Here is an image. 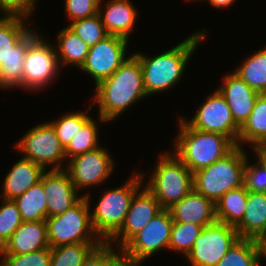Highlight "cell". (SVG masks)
<instances>
[{
    "mask_svg": "<svg viewBox=\"0 0 266 266\" xmlns=\"http://www.w3.org/2000/svg\"><path fill=\"white\" fill-rule=\"evenodd\" d=\"M95 90L93 103L99 106L100 123L116 119L131 105L148 97L139 59L134 54L128 56L111 76L96 85Z\"/></svg>",
    "mask_w": 266,
    "mask_h": 266,
    "instance_id": "6da1fadb",
    "label": "cell"
},
{
    "mask_svg": "<svg viewBox=\"0 0 266 266\" xmlns=\"http://www.w3.org/2000/svg\"><path fill=\"white\" fill-rule=\"evenodd\" d=\"M205 34V30L193 33L172 49L154 57L139 52L134 54L141 63L148 96L172 88L181 80L186 64Z\"/></svg>",
    "mask_w": 266,
    "mask_h": 266,
    "instance_id": "7a4b0ae2",
    "label": "cell"
},
{
    "mask_svg": "<svg viewBox=\"0 0 266 266\" xmlns=\"http://www.w3.org/2000/svg\"><path fill=\"white\" fill-rule=\"evenodd\" d=\"M179 122L173 152L192 173L225 158L237 147L225 135L192 128L186 118L182 117Z\"/></svg>",
    "mask_w": 266,
    "mask_h": 266,
    "instance_id": "3957f363",
    "label": "cell"
},
{
    "mask_svg": "<svg viewBox=\"0 0 266 266\" xmlns=\"http://www.w3.org/2000/svg\"><path fill=\"white\" fill-rule=\"evenodd\" d=\"M237 146L225 158L193 173L194 189L216 203L229 190L244 186L247 153Z\"/></svg>",
    "mask_w": 266,
    "mask_h": 266,
    "instance_id": "277c9868",
    "label": "cell"
},
{
    "mask_svg": "<svg viewBox=\"0 0 266 266\" xmlns=\"http://www.w3.org/2000/svg\"><path fill=\"white\" fill-rule=\"evenodd\" d=\"M142 173H134L126 183L115 189L104 190L91 215L97 236L107 242L121 227L135 192L144 180Z\"/></svg>",
    "mask_w": 266,
    "mask_h": 266,
    "instance_id": "5b68a950",
    "label": "cell"
},
{
    "mask_svg": "<svg viewBox=\"0 0 266 266\" xmlns=\"http://www.w3.org/2000/svg\"><path fill=\"white\" fill-rule=\"evenodd\" d=\"M158 160L145 187L168 210L194 188L193 173L175 153H162Z\"/></svg>",
    "mask_w": 266,
    "mask_h": 266,
    "instance_id": "8992f818",
    "label": "cell"
},
{
    "mask_svg": "<svg viewBox=\"0 0 266 266\" xmlns=\"http://www.w3.org/2000/svg\"><path fill=\"white\" fill-rule=\"evenodd\" d=\"M89 194L60 215L46 218L49 246L77 244L83 242H103L91 223ZM92 234V235H91ZM96 235V240L93 237Z\"/></svg>",
    "mask_w": 266,
    "mask_h": 266,
    "instance_id": "52a82bcc",
    "label": "cell"
},
{
    "mask_svg": "<svg viewBox=\"0 0 266 266\" xmlns=\"http://www.w3.org/2000/svg\"><path fill=\"white\" fill-rule=\"evenodd\" d=\"M36 31L35 29L28 32V49L24 58L23 82L20 86L28 91L43 89L56 78L60 70L55 47L47 43L48 40Z\"/></svg>",
    "mask_w": 266,
    "mask_h": 266,
    "instance_id": "ba28073f",
    "label": "cell"
},
{
    "mask_svg": "<svg viewBox=\"0 0 266 266\" xmlns=\"http://www.w3.org/2000/svg\"><path fill=\"white\" fill-rule=\"evenodd\" d=\"M172 225L170 211L162 209L121 248L123 255L134 266H140L159 250H169Z\"/></svg>",
    "mask_w": 266,
    "mask_h": 266,
    "instance_id": "9c48e42d",
    "label": "cell"
},
{
    "mask_svg": "<svg viewBox=\"0 0 266 266\" xmlns=\"http://www.w3.org/2000/svg\"><path fill=\"white\" fill-rule=\"evenodd\" d=\"M238 239L235 227L216 220L204 226L186 255L187 261L191 266H216Z\"/></svg>",
    "mask_w": 266,
    "mask_h": 266,
    "instance_id": "30bf717a",
    "label": "cell"
},
{
    "mask_svg": "<svg viewBox=\"0 0 266 266\" xmlns=\"http://www.w3.org/2000/svg\"><path fill=\"white\" fill-rule=\"evenodd\" d=\"M15 146L24 153V158L45 169L48 165H51V169L64 168L61 164L66 161L65 150L50 122L41 123L28 130Z\"/></svg>",
    "mask_w": 266,
    "mask_h": 266,
    "instance_id": "8fae6325",
    "label": "cell"
},
{
    "mask_svg": "<svg viewBox=\"0 0 266 266\" xmlns=\"http://www.w3.org/2000/svg\"><path fill=\"white\" fill-rule=\"evenodd\" d=\"M186 122L196 130L225 135L237 145L240 127L233 120L230 107L218 90L207 96L194 117Z\"/></svg>",
    "mask_w": 266,
    "mask_h": 266,
    "instance_id": "7c38bea8",
    "label": "cell"
},
{
    "mask_svg": "<svg viewBox=\"0 0 266 266\" xmlns=\"http://www.w3.org/2000/svg\"><path fill=\"white\" fill-rule=\"evenodd\" d=\"M128 40L119 36L108 35L92 47L80 68L95 80V85L111 76L127 59Z\"/></svg>",
    "mask_w": 266,
    "mask_h": 266,
    "instance_id": "4fadbf2b",
    "label": "cell"
},
{
    "mask_svg": "<svg viewBox=\"0 0 266 266\" xmlns=\"http://www.w3.org/2000/svg\"><path fill=\"white\" fill-rule=\"evenodd\" d=\"M114 162L109 152L100 146L69 159L67 168L64 169L78 191L92 185H101L113 172Z\"/></svg>",
    "mask_w": 266,
    "mask_h": 266,
    "instance_id": "5bb4252c",
    "label": "cell"
},
{
    "mask_svg": "<svg viewBox=\"0 0 266 266\" xmlns=\"http://www.w3.org/2000/svg\"><path fill=\"white\" fill-rule=\"evenodd\" d=\"M140 190L135 192L120 229L107 241L111 245L116 242L120 249L162 210L158 200L145 186Z\"/></svg>",
    "mask_w": 266,
    "mask_h": 266,
    "instance_id": "9a60e30c",
    "label": "cell"
},
{
    "mask_svg": "<svg viewBox=\"0 0 266 266\" xmlns=\"http://www.w3.org/2000/svg\"><path fill=\"white\" fill-rule=\"evenodd\" d=\"M43 187L48 199L46 202L47 218L62 214L83 197L78 195V191L65 169L45 171Z\"/></svg>",
    "mask_w": 266,
    "mask_h": 266,
    "instance_id": "2e32d148",
    "label": "cell"
},
{
    "mask_svg": "<svg viewBox=\"0 0 266 266\" xmlns=\"http://www.w3.org/2000/svg\"><path fill=\"white\" fill-rule=\"evenodd\" d=\"M223 85L217 88L232 112L233 120L241 127L248 119L260 95L249 87L236 73L226 75Z\"/></svg>",
    "mask_w": 266,
    "mask_h": 266,
    "instance_id": "e0dca14e",
    "label": "cell"
},
{
    "mask_svg": "<svg viewBox=\"0 0 266 266\" xmlns=\"http://www.w3.org/2000/svg\"><path fill=\"white\" fill-rule=\"evenodd\" d=\"M48 247L46 221H23L0 250V255H21Z\"/></svg>",
    "mask_w": 266,
    "mask_h": 266,
    "instance_id": "ac0fdd59",
    "label": "cell"
},
{
    "mask_svg": "<svg viewBox=\"0 0 266 266\" xmlns=\"http://www.w3.org/2000/svg\"><path fill=\"white\" fill-rule=\"evenodd\" d=\"M168 210L174 222L193 223L204 227L217 220L215 203L194 188Z\"/></svg>",
    "mask_w": 266,
    "mask_h": 266,
    "instance_id": "d6986e66",
    "label": "cell"
},
{
    "mask_svg": "<svg viewBox=\"0 0 266 266\" xmlns=\"http://www.w3.org/2000/svg\"><path fill=\"white\" fill-rule=\"evenodd\" d=\"M100 0L98 14L109 35L129 39L131 30L135 26L137 10L129 0L107 1L105 9H102Z\"/></svg>",
    "mask_w": 266,
    "mask_h": 266,
    "instance_id": "ffe728a7",
    "label": "cell"
},
{
    "mask_svg": "<svg viewBox=\"0 0 266 266\" xmlns=\"http://www.w3.org/2000/svg\"><path fill=\"white\" fill-rule=\"evenodd\" d=\"M45 168L32 162L30 159L21 158L17 161L3 180V199L14 200L30 187L41 181Z\"/></svg>",
    "mask_w": 266,
    "mask_h": 266,
    "instance_id": "44dd1931",
    "label": "cell"
},
{
    "mask_svg": "<svg viewBox=\"0 0 266 266\" xmlns=\"http://www.w3.org/2000/svg\"><path fill=\"white\" fill-rule=\"evenodd\" d=\"M235 227L239 238L261 241L266 236V193L247 191V204Z\"/></svg>",
    "mask_w": 266,
    "mask_h": 266,
    "instance_id": "7402d4cb",
    "label": "cell"
},
{
    "mask_svg": "<svg viewBox=\"0 0 266 266\" xmlns=\"http://www.w3.org/2000/svg\"><path fill=\"white\" fill-rule=\"evenodd\" d=\"M28 49V33L13 46L0 64V89L20 87L23 82L24 58Z\"/></svg>",
    "mask_w": 266,
    "mask_h": 266,
    "instance_id": "603a6c76",
    "label": "cell"
},
{
    "mask_svg": "<svg viewBox=\"0 0 266 266\" xmlns=\"http://www.w3.org/2000/svg\"><path fill=\"white\" fill-rule=\"evenodd\" d=\"M58 46L55 47L60 66L74 65L82 67L89 52V46L69 27L58 34Z\"/></svg>",
    "mask_w": 266,
    "mask_h": 266,
    "instance_id": "cb8c5ba5",
    "label": "cell"
},
{
    "mask_svg": "<svg viewBox=\"0 0 266 266\" xmlns=\"http://www.w3.org/2000/svg\"><path fill=\"white\" fill-rule=\"evenodd\" d=\"M248 143L254 147L266 142V94H260L248 119L240 127L237 146Z\"/></svg>",
    "mask_w": 266,
    "mask_h": 266,
    "instance_id": "d4e9b609",
    "label": "cell"
},
{
    "mask_svg": "<svg viewBox=\"0 0 266 266\" xmlns=\"http://www.w3.org/2000/svg\"><path fill=\"white\" fill-rule=\"evenodd\" d=\"M47 201L48 199L43 187V175L41 181L14 199L23 221L46 220Z\"/></svg>",
    "mask_w": 266,
    "mask_h": 266,
    "instance_id": "484cf974",
    "label": "cell"
},
{
    "mask_svg": "<svg viewBox=\"0 0 266 266\" xmlns=\"http://www.w3.org/2000/svg\"><path fill=\"white\" fill-rule=\"evenodd\" d=\"M247 204L245 186L226 192L216 203V219L236 227L242 220Z\"/></svg>",
    "mask_w": 266,
    "mask_h": 266,
    "instance_id": "4316f807",
    "label": "cell"
},
{
    "mask_svg": "<svg viewBox=\"0 0 266 266\" xmlns=\"http://www.w3.org/2000/svg\"><path fill=\"white\" fill-rule=\"evenodd\" d=\"M263 260L261 242L239 238L216 266H260Z\"/></svg>",
    "mask_w": 266,
    "mask_h": 266,
    "instance_id": "83f0119b",
    "label": "cell"
},
{
    "mask_svg": "<svg viewBox=\"0 0 266 266\" xmlns=\"http://www.w3.org/2000/svg\"><path fill=\"white\" fill-rule=\"evenodd\" d=\"M234 73L253 90L266 94V46L245 59Z\"/></svg>",
    "mask_w": 266,
    "mask_h": 266,
    "instance_id": "f1b7e54d",
    "label": "cell"
},
{
    "mask_svg": "<svg viewBox=\"0 0 266 266\" xmlns=\"http://www.w3.org/2000/svg\"><path fill=\"white\" fill-rule=\"evenodd\" d=\"M27 20L22 16L4 15L0 18V64L5 61L13 46L31 30L26 27Z\"/></svg>",
    "mask_w": 266,
    "mask_h": 266,
    "instance_id": "f546056e",
    "label": "cell"
},
{
    "mask_svg": "<svg viewBox=\"0 0 266 266\" xmlns=\"http://www.w3.org/2000/svg\"><path fill=\"white\" fill-rule=\"evenodd\" d=\"M102 242H83L51 248L50 266H82L89 253Z\"/></svg>",
    "mask_w": 266,
    "mask_h": 266,
    "instance_id": "4dcf8cb0",
    "label": "cell"
},
{
    "mask_svg": "<svg viewBox=\"0 0 266 266\" xmlns=\"http://www.w3.org/2000/svg\"><path fill=\"white\" fill-rule=\"evenodd\" d=\"M96 125V121L90 117L75 133L69 144L64 148L66 160L93 151L99 147V134Z\"/></svg>",
    "mask_w": 266,
    "mask_h": 266,
    "instance_id": "1f68e13d",
    "label": "cell"
},
{
    "mask_svg": "<svg viewBox=\"0 0 266 266\" xmlns=\"http://www.w3.org/2000/svg\"><path fill=\"white\" fill-rule=\"evenodd\" d=\"M203 228L198 224L173 221L169 250L181 252L186 256L193 248L194 241Z\"/></svg>",
    "mask_w": 266,
    "mask_h": 266,
    "instance_id": "d6a6232c",
    "label": "cell"
},
{
    "mask_svg": "<svg viewBox=\"0 0 266 266\" xmlns=\"http://www.w3.org/2000/svg\"><path fill=\"white\" fill-rule=\"evenodd\" d=\"M68 27L89 47H92L109 35L98 13L88 18L75 20Z\"/></svg>",
    "mask_w": 266,
    "mask_h": 266,
    "instance_id": "836d02e7",
    "label": "cell"
},
{
    "mask_svg": "<svg viewBox=\"0 0 266 266\" xmlns=\"http://www.w3.org/2000/svg\"><path fill=\"white\" fill-rule=\"evenodd\" d=\"M109 242H102L85 258L82 266H134L119 249L118 254Z\"/></svg>",
    "mask_w": 266,
    "mask_h": 266,
    "instance_id": "e575fe53",
    "label": "cell"
},
{
    "mask_svg": "<svg viewBox=\"0 0 266 266\" xmlns=\"http://www.w3.org/2000/svg\"><path fill=\"white\" fill-rule=\"evenodd\" d=\"M23 222L14 200L2 199L0 206V250Z\"/></svg>",
    "mask_w": 266,
    "mask_h": 266,
    "instance_id": "d590c367",
    "label": "cell"
},
{
    "mask_svg": "<svg viewBox=\"0 0 266 266\" xmlns=\"http://www.w3.org/2000/svg\"><path fill=\"white\" fill-rule=\"evenodd\" d=\"M85 111L68 113L60 117V119L49 121L56 131L60 143L65 148L75 133L82 127V125L90 118Z\"/></svg>",
    "mask_w": 266,
    "mask_h": 266,
    "instance_id": "8d00e7d4",
    "label": "cell"
},
{
    "mask_svg": "<svg viewBox=\"0 0 266 266\" xmlns=\"http://www.w3.org/2000/svg\"><path fill=\"white\" fill-rule=\"evenodd\" d=\"M0 266H50L51 247L21 255H1Z\"/></svg>",
    "mask_w": 266,
    "mask_h": 266,
    "instance_id": "74e56055",
    "label": "cell"
},
{
    "mask_svg": "<svg viewBox=\"0 0 266 266\" xmlns=\"http://www.w3.org/2000/svg\"><path fill=\"white\" fill-rule=\"evenodd\" d=\"M257 162L249 165L246 158L244 186L247 191L266 193V167L259 160Z\"/></svg>",
    "mask_w": 266,
    "mask_h": 266,
    "instance_id": "f35d334b",
    "label": "cell"
},
{
    "mask_svg": "<svg viewBox=\"0 0 266 266\" xmlns=\"http://www.w3.org/2000/svg\"><path fill=\"white\" fill-rule=\"evenodd\" d=\"M100 0H65L67 17L71 22L91 17L98 13Z\"/></svg>",
    "mask_w": 266,
    "mask_h": 266,
    "instance_id": "ab89813d",
    "label": "cell"
},
{
    "mask_svg": "<svg viewBox=\"0 0 266 266\" xmlns=\"http://www.w3.org/2000/svg\"><path fill=\"white\" fill-rule=\"evenodd\" d=\"M36 0H0V11L5 16L29 18L35 9Z\"/></svg>",
    "mask_w": 266,
    "mask_h": 266,
    "instance_id": "60d3db41",
    "label": "cell"
},
{
    "mask_svg": "<svg viewBox=\"0 0 266 266\" xmlns=\"http://www.w3.org/2000/svg\"><path fill=\"white\" fill-rule=\"evenodd\" d=\"M253 149L258 160L266 167V142L255 145Z\"/></svg>",
    "mask_w": 266,
    "mask_h": 266,
    "instance_id": "b9f144b4",
    "label": "cell"
},
{
    "mask_svg": "<svg viewBox=\"0 0 266 266\" xmlns=\"http://www.w3.org/2000/svg\"><path fill=\"white\" fill-rule=\"evenodd\" d=\"M235 0H209V3L213 6V7H217V8H225L230 6Z\"/></svg>",
    "mask_w": 266,
    "mask_h": 266,
    "instance_id": "7bdbcfd3",
    "label": "cell"
},
{
    "mask_svg": "<svg viewBox=\"0 0 266 266\" xmlns=\"http://www.w3.org/2000/svg\"><path fill=\"white\" fill-rule=\"evenodd\" d=\"M260 242L262 246V256H266V236Z\"/></svg>",
    "mask_w": 266,
    "mask_h": 266,
    "instance_id": "ee69618b",
    "label": "cell"
}]
</instances>
